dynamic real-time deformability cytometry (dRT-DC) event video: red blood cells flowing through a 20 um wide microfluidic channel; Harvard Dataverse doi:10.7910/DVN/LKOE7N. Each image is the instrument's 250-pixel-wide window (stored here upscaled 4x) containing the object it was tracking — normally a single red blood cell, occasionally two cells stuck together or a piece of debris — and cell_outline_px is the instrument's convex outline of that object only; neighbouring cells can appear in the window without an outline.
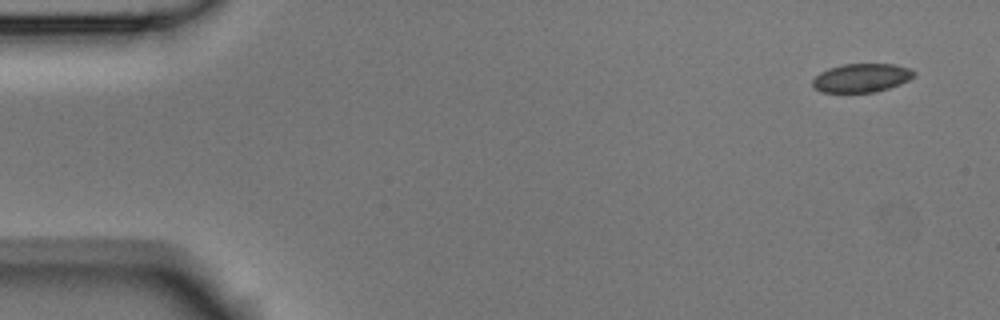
{"species": "Egyptian fruit bat (a non-hibernating species)", "species_latin": "Rousettus aegyptiacus", "temperature_condition": "room temperature", "stored_images_in_passage": 3, "camera_frame_rate_fps": 3000, "um_per_image_px": 0.085, "animal": {"sex": "male"}, "frame": {"image": 1, "passage_image": 1, "time_ms": 0.0, "image_size_px": [1000, 320], "cell_outline_px": [[916, 76], [900, 84], [876, 92], [824, 92], [816, 88], [812, 84], [812, 80], [820, 72], [828, 68], [844, 64], [896, 64], [908, 68], [916, 72]], "centroid_in_image_um": [73.25, 6.61], "position_along_channel_um": 11.7, "area_um2": 16.88}}
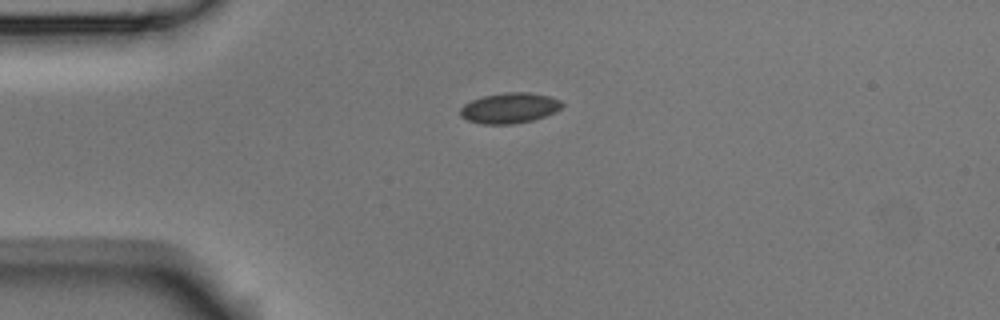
{"frame": {"image": 2, "passage_image": 3, "time_ms": 0.667, "image_size_px": [1000, 320], "cell_outline_px": [[564, 104], [556, 112], [532, 120], [512, 124], [484, 124], [468, 120], [460, 116], [460, 108], [464, 104], [472, 100], [484, 96], [504, 92], [528, 92], [548, 96], [560, 100]], "centroid_in_image_um": [43.31, 9.18], "position_along_channel_um": 41.7, "area_um2": 17.98}}